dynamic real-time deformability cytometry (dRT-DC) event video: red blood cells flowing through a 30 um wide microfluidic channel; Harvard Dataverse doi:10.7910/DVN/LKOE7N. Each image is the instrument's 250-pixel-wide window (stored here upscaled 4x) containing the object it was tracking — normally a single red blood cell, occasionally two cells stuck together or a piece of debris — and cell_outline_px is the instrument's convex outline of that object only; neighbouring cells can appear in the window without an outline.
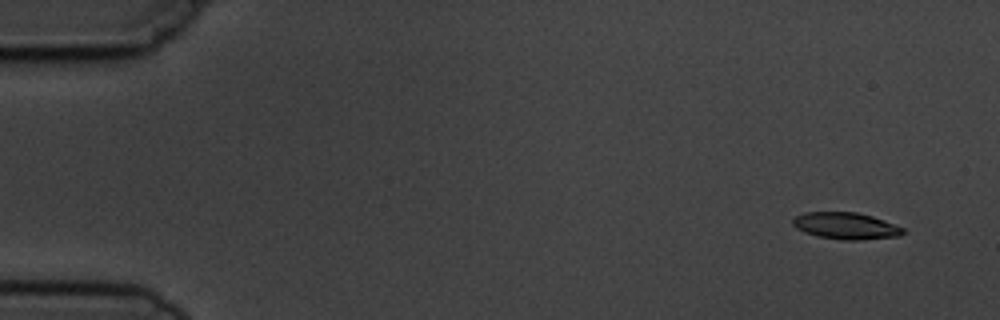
{"species": "common noctule bat (a hibernating species)", "species_latin": "Nyctalus noctula", "temperature_condition": "cold", "stored_images_in_passage": 10, "camera_frame_rate_fps": 3000, "um_per_image_px": 0.085, "animal": {"sex": "male", "body_mass_g": 19.5, "forearm_length_mm": 54.6}, "frame": {"image": 1, "passage_image": 1, "time_ms": 0.0, "image_size_px": [1000, 320], "cell_outline_px": [[904, 232], [900, 236], [860, 240], [840, 240], [816, 236], [804, 232], [796, 228], [792, 224], [792, 220], [796, 216], [804, 212], [856, 212], [872, 216], [884, 220], [904, 228]], "centroid_in_image_um": [71.88, 19.2], "position_along_channel_um": 13.1, "area_um2": 17.28}}
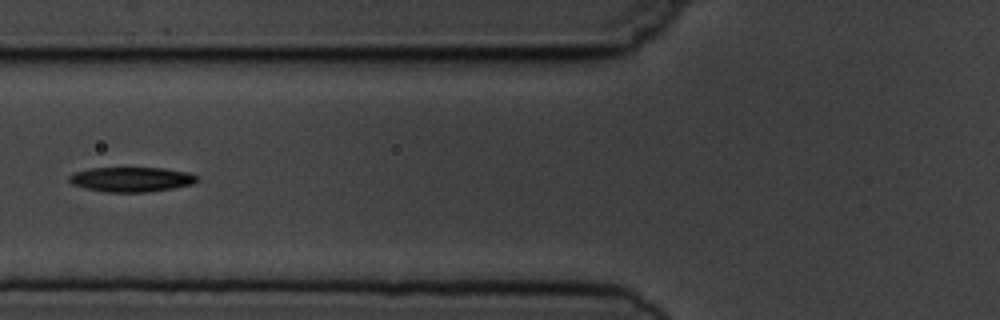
{"frame": {"image": 2, "passage_image": 6, "time_ms": 6.0, "image_size_px": [1000, 320], "cell_outline_px": [[200, 180], [192, 184], [172, 188], [148, 192], [104, 192], [72, 184], [68, 180], [68, 176], [76, 172], [88, 168], [164, 168], [188, 172], [196, 176]], "centroid_in_image_um": [11.17, 15.24], "position_along_channel_um": 114.6, "area_um2": 18.38}}
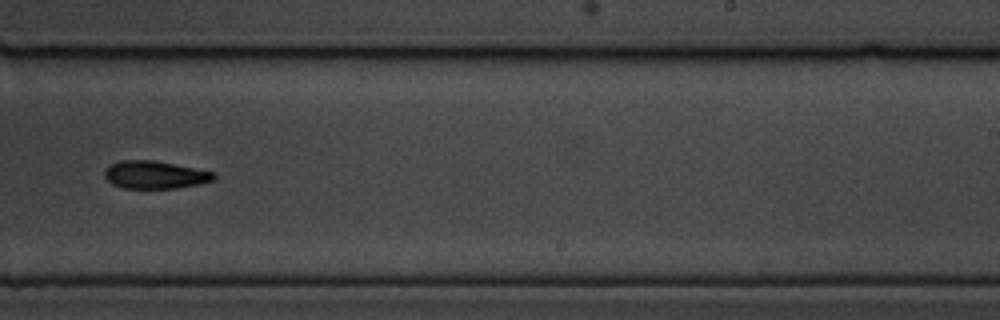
{"frame": {"image": 3, "passage_image": 10, "time_ms": 10.333, "image_size_px": [1000, 320], "cell_outline_px": [[216, 176], [212, 180], [200, 184], [176, 188], [124, 188], [112, 184], [104, 176], [104, 172], [112, 164], [120, 160], [152, 160], [216, 172]], "centroid_in_image_um": [13.18, 14.86], "position_along_channel_um": 275.8, "area_um2": 17.51}}